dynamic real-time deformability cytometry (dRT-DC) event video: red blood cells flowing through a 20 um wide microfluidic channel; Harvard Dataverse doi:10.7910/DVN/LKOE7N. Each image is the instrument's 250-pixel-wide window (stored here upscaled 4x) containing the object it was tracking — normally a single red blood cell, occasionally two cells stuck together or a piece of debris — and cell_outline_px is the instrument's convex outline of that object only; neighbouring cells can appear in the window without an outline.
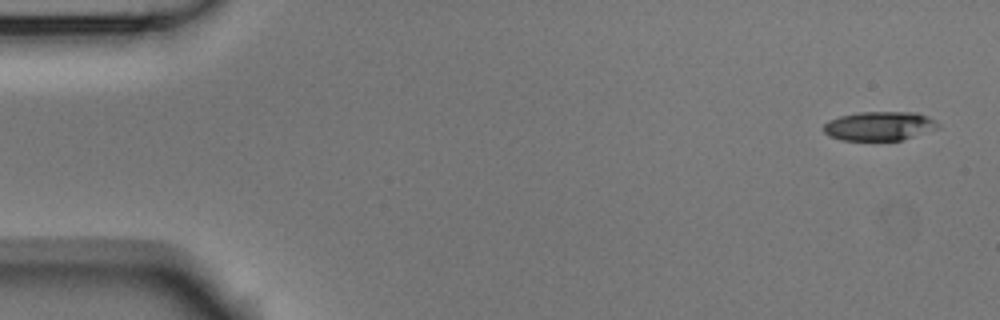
{"species": "Egyptian fruit bat (a non-hibernating species)", "species_latin": "Rousettus aegyptiacus", "temperature_condition": "room temperature", "stored_images_in_passage": 6, "camera_frame_rate_fps": 3000, "um_per_image_px": 0.085, "animal": {"sex": "male"}, "frame": {"image": 1, "passage_image": 1, "time_ms": 0.0, "image_size_px": [1000, 320], "cell_outline_px": [[940, 128], [900, 140], [844, 140], [828, 136], [824, 132], [824, 124], [828, 120], [840, 116], [860, 112], [916, 112], [928, 116], [936, 120], [940, 124]], "centroid_in_image_um": [74.77, 10.7], "position_along_channel_um": 10.2, "area_um2": 19.42}}
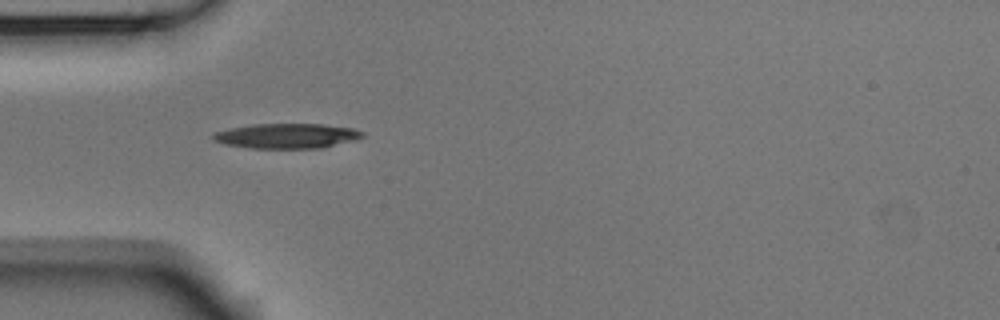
{"frame": {"image": 2, "passage_image": 5, "time_ms": 1.333, "image_size_px": [1000, 320], "cell_outline_px": [[364, 136], [352, 140], [320, 148], [248, 148], [224, 144], [212, 140], [212, 136], [216, 132], [232, 128], [252, 124], [324, 124], [352, 128], [364, 132]], "centroid_in_image_um": [24.35, 11.55], "position_along_channel_um": 60.6, "area_um2": 21.5}}
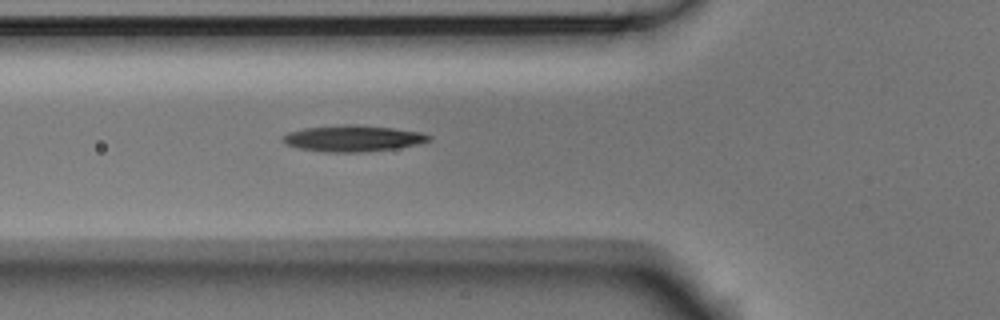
{"frame": {"image": 3, "passage_image": 6, "time_ms": 1.667, "image_size_px": [1000, 320], "cell_outline_px": [[432, 140], [420, 144], [396, 148], [360, 152], [324, 152], [300, 148], [288, 144], [280, 140], [288, 132], [304, 128], [344, 124], [360, 124], [424, 132], [432, 136]], "centroid_in_image_um": [30.06, 11.75], "position_along_channel_um": 95.7, "area_um2": 22.48}}